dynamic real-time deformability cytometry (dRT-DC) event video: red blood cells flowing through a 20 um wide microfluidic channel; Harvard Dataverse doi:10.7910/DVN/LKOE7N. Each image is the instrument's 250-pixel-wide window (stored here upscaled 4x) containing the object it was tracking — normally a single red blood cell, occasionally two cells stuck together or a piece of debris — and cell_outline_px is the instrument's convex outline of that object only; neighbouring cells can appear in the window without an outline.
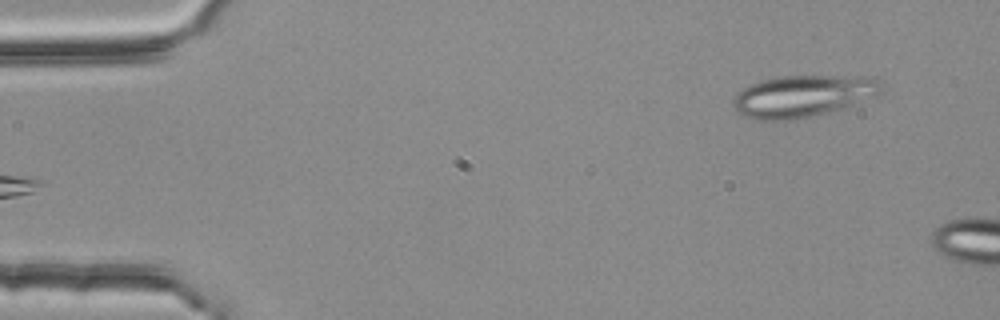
{"species": "common noctule bat (a hibernating species)", "species_latin": "Nyctalus noctula", "temperature_condition": "room temperature", "stored_images_in_passage": 3, "camera_frame_rate_fps": 3000, "um_per_image_px": 0.085, "animal": {"sex": "female", "body_mass_g": 25.1}, "frame": {"image": 1, "passage_image": 3, "time_ms": 0.667, "image_size_px": [1000, 320], "cell_outline_px": [[888, 84], [884, 92], [848, 108], [792, 120], [764, 120], [744, 116], [732, 104], [732, 100], [736, 92], [752, 84], [764, 80], [780, 76], [876, 76], [884, 80]], "centroid_in_image_um": [68.42, 8.15], "position_along_channel_um": 16.6, "area_um2": 36.88}}